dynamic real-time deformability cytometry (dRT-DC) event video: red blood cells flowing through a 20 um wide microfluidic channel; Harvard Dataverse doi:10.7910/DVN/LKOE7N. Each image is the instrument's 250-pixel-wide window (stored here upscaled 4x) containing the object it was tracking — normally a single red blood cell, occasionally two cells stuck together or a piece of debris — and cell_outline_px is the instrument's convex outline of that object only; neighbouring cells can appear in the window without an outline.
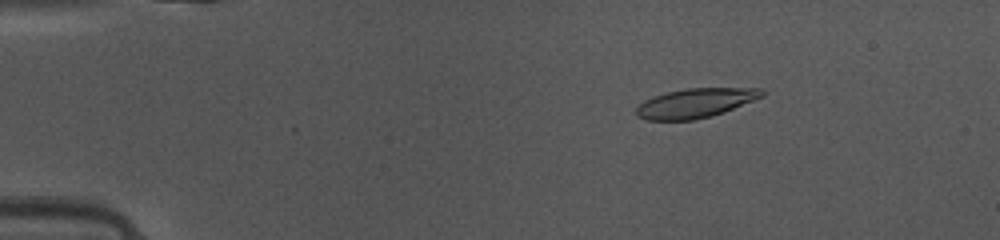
{"species": "common noctule bat (a hibernating species)", "species_latin": "Nyctalus noctula", "temperature_condition": "warm", "stored_images_in_passage": 48, "camera_frame_rate_fps": 3000, "um_per_image_px": 0.085, "animal": {"sex": "female", "body_mass_g": 10.0, "forearm_length_mm": 53.1}, "frame": {"image": 1, "passage_image": 8, "time_ms": 2.333, "image_size_px": [1000, 240], "cell_outline_px": [[764, 96], [724, 112], [692, 120], [648, 120], [636, 116], [636, 108], [644, 100], [668, 92], [688, 88], [760, 88], [764, 92]], "centroid_in_image_um": [59.11, 8.76], "position_along_channel_um": 25.9, "area_um2": 21.21}}
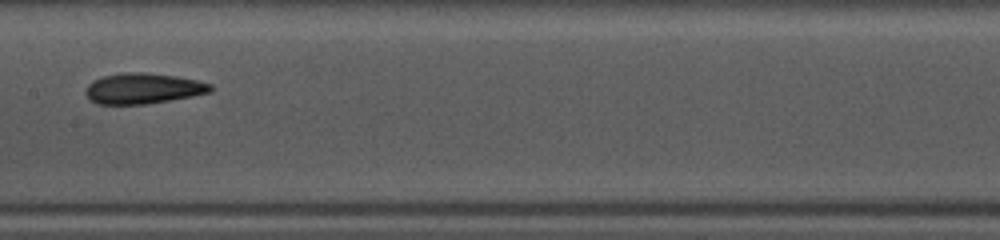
{"frame": {"image": 2, "passage_image": 25, "time_ms": 8.0, "image_size_px": [1000, 240], "cell_outline_px": [[212, 88], [208, 92], [192, 96], [144, 104], [96, 104], [88, 100], [84, 92], [88, 84], [92, 80], [104, 76], [124, 72], [140, 72], [176, 76], [196, 80], [212, 84]], "centroid_in_image_um": [12.09, 7.52], "position_along_channel_um": 195.3, "area_um2": 22.2}}
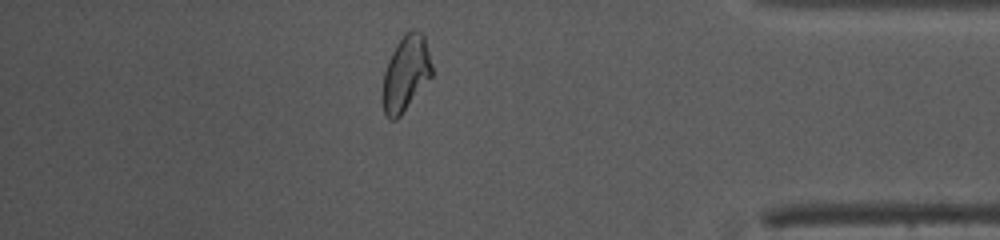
{"frame": {"image": 3, "passage_image": 42, "time_ms": 13.667, "image_size_px": [1000, 240], "cell_outline_px": [[432, 76], [400, 116], [396, 120], [388, 120], [384, 116], [384, 72], [388, 60], [396, 44], [404, 32], [412, 28], [416, 28], [424, 36], [432, 64]], "centroid_in_image_um": [34.5, 6.21], "position_along_channel_um": 400.7, "area_um2": 21.56}, "authors_computed_cell_mechanics": {"area_um2": 21.4727, "velocity_mm_per_s": 4.1336, "shape_relaxation_time_tau1_ms": 3.1236, "shape_relaxation_time_tau2_ms": 2.0067, "deformation_change_tau1": 0.1403, "deformation_change_tau2": 0.1028}}